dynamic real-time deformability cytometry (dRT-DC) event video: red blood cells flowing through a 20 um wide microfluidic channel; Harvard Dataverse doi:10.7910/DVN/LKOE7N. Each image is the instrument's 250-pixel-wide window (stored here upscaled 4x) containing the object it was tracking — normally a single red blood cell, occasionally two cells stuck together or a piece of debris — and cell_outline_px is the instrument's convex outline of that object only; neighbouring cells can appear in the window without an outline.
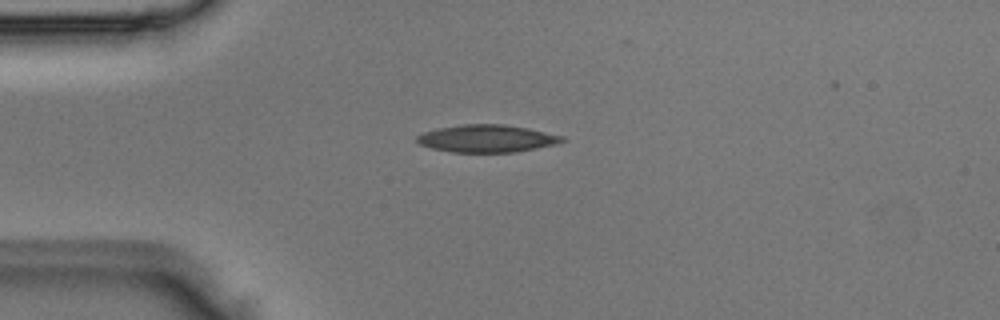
{"species": "Egyptian fruit bat (a non-hibernating species)", "species_latin": "Rousettus aegyptiacus", "temperature_condition": "room temperature", "stored_images_in_passage": 5, "camera_frame_rate_fps": 3000, "um_per_image_px": 0.085, "animal": {"sex": "male"}, "frame": {"image": 1, "passage_image": 3, "time_ms": 0.667, "image_size_px": [1000, 320], "cell_outline_px": [[568, 140], [556, 144], [516, 152], [452, 152], [432, 148], [420, 144], [416, 140], [416, 136], [424, 132], [440, 128], [464, 124], [504, 124], [528, 128], [564, 136]], "centroid_in_image_um": [41.43, 11.77], "position_along_channel_um": 43.6, "area_um2": 23.18}}
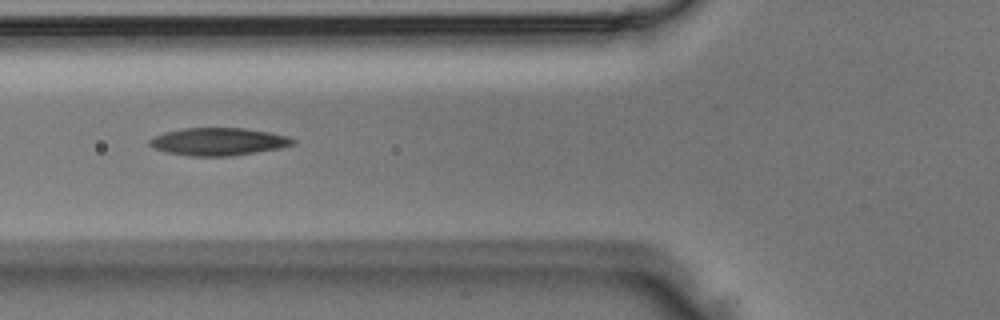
{"frame": {"image": 2, "passage_image": 5, "time_ms": 1.333, "image_size_px": [1000, 320], "cell_outline_px": [[296, 144], [280, 148], [256, 152], [228, 156], [188, 156], [168, 152], [156, 148], [148, 144], [148, 140], [152, 136], [164, 132], [184, 128], [244, 128], [268, 132], [288, 136], [296, 140]], "centroid_in_image_um": [18.56, 12.03], "position_along_channel_um": 107.2, "area_um2": 23.06}}